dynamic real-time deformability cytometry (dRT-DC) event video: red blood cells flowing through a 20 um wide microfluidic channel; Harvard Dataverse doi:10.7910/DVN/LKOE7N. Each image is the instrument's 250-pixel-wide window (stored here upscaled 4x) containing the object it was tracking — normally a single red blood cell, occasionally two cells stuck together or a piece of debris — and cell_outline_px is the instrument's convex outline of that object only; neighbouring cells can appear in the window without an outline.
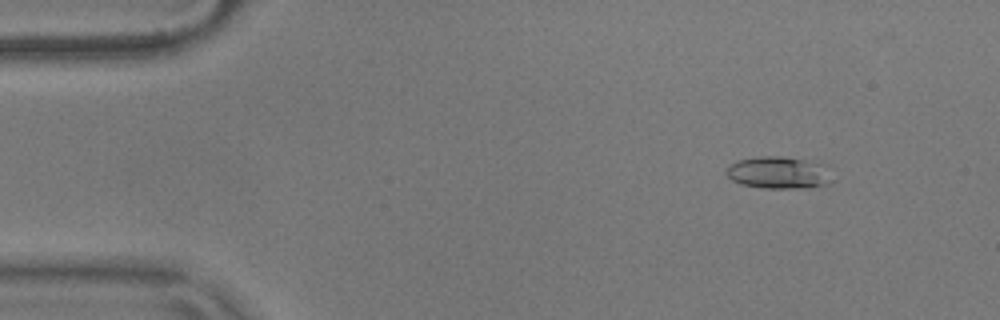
{"species": "common noctule bat (a hibernating species)", "species_latin": "Nyctalus noctula", "temperature_condition": "warm", "stored_images_in_passage": 54, "camera_frame_rate_fps": 3000, "um_per_image_px": 0.085, "animal": {"sex": "male", "body_mass_g": 17.9}, "frame": {"image": 1, "passage_image": 5, "time_ms": 1.333, "image_size_px": [1000, 320], "cell_outline_px": [[828, 184], [808, 188], [764, 188], [740, 184], [732, 180], [724, 172], [736, 160], [764, 156], [780, 156], [828, 164]], "centroid_in_image_um": [66.17, 14.68], "position_along_channel_um": 18.8, "area_um2": 19.71}}
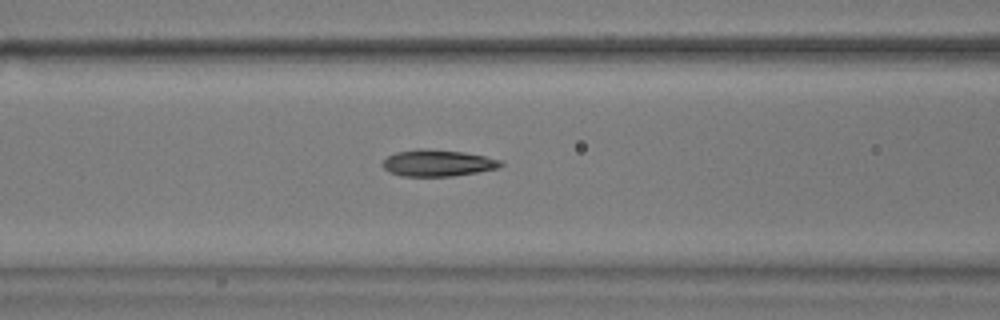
{"frame": {"image": 2, "passage_image": 21, "time_ms": 6.667, "image_size_px": [1000, 320], "cell_outline_px": [[504, 164], [500, 168], [452, 176], [400, 176], [388, 172], [384, 168], [384, 160], [388, 156], [396, 152], [416, 148], [428, 148], [464, 152], [484, 156], [500, 160]], "centroid_in_image_um": [37.2, 13.85], "position_along_channel_um": 129.4, "area_um2": 18.38}}
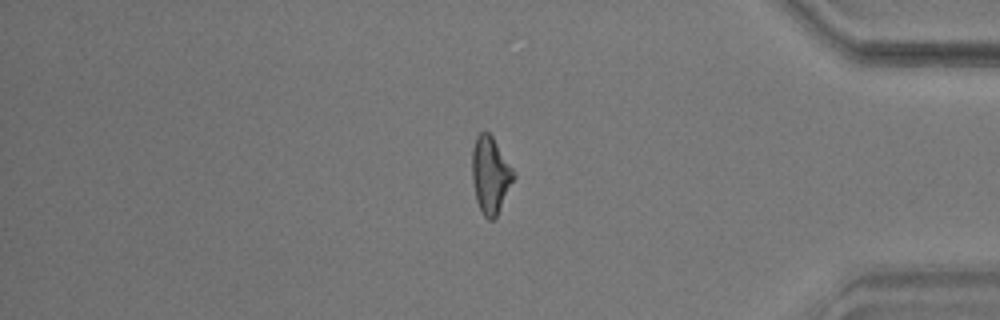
{"frame": {"image": 3, "passage_image": 45, "time_ms": 14.667, "image_size_px": [1000, 320], "cell_outline_px": [[516, 176], [496, 216], [492, 220], [488, 220], [484, 216], [476, 200], [472, 180], [472, 148], [476, 136], [480, 132], [488, 132], [492, 136], [516, 172]], "centroid_in_image_um": [41.69, 14.85], "position_along_channel_um": 393.5, "area_um2": 18.61}, "authors_computed_cell_mechanics": {"area_um2": 18.3226, "velocity_mm_per_s": 3.6592, "shape_relaxation_time_tau1_ms": 4.5992, "shape_relaxation_time_tau2_ms": 2.3327, "deformation_change_tau1": 0.1677, "deformation_change_tau2": 0.0961}}